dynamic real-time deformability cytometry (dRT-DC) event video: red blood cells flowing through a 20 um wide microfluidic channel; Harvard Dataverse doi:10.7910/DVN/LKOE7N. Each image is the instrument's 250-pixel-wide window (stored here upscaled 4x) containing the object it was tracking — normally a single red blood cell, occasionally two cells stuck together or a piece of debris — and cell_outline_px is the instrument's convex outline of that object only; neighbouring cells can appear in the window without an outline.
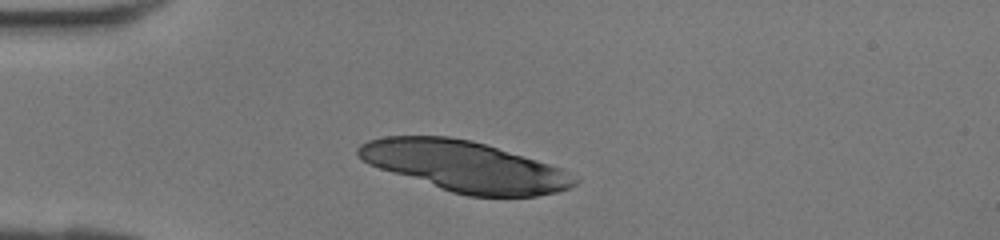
{"species": "human", "species_latin": "Homo sapiens", "temperature_condition": "room temperature", "stored_images_in_passage": 26, "camera_frame_rate_fps": 3000, "um_per_image_px": 0.085, "donor": {"sex": "female"}, "frame": {"image": 1, "passage_image": 1, "time_ms": 0.0, "image_size_px": [1000, 240], "cell_outline_px": [[580, 180], [576, 184], [568, 188], [556, 192], [536, 196], [468, 196], [452, 192], [368, 164], [356, 152], [356, 148], [360, 144], [368, 140], [384, 136], [448, 136], [472, 140], [536, 160], [560, 168]], "centroid_in_image_um": [39.49, 14.13], "position_along_channel_um": 45.5, "area_um2": 62.83}}